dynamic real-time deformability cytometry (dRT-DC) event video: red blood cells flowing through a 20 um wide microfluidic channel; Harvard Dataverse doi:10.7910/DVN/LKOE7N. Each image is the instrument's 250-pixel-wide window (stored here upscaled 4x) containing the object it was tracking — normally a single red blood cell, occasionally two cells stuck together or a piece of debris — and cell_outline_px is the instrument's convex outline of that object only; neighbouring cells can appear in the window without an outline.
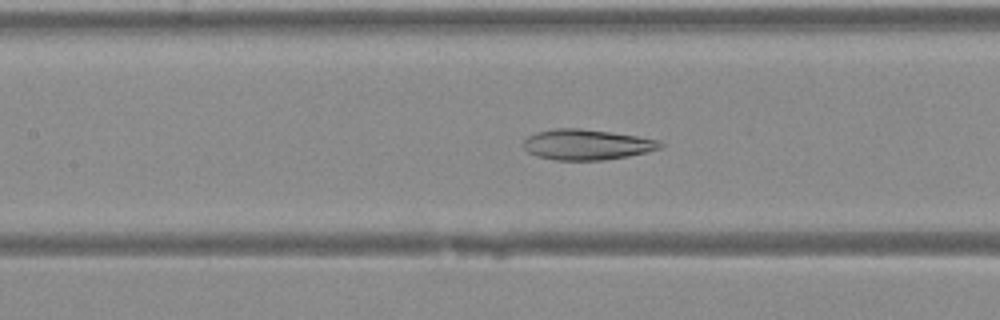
{"species": "Egyptian fruit bat (a non-hibernating species)", "species_latin": "Rousettus aegyptiacus", "temperature_condition": "warm", "stored_images_in_passage": 29, "camera_frame_rate_fps": 3000, "um_per_image_px": 0.085, "animal": {"sex": "female"}, "frame": {"image": 1, "passage_image": 12, "time_ms": 3.667, "image_size_px": [1000, 320], "cell_outline_px": [[664, 144], [660, 148], [648, 152], [628, 156], [604, 160], [556, 160], [536, 156], [528, 152], [524, 148], [524, 140], [528, 136], [536, 132], [556, 128], [580, 128], [636, 136], [660, 140]], "centroid_in_image_um": [49.87, 12.29], "position_along_channel_um": 157.5, "area_um2": 24.28}}
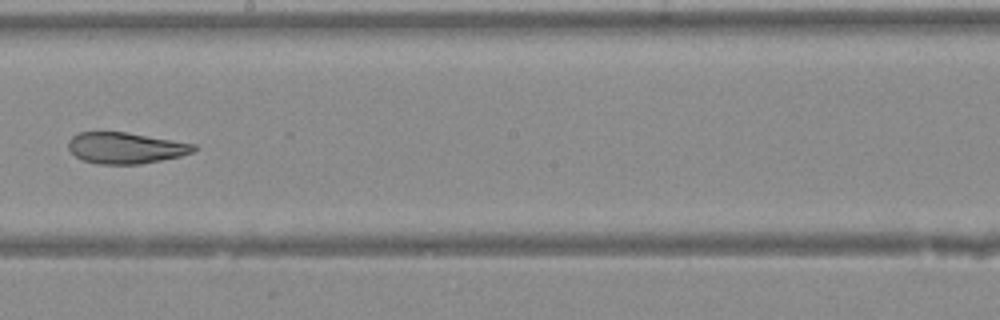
{"frame": {"image": 2, "passage_image": 17, "time_ms": 5.333, "image_size_px": [1000, 320], "cell_outline_px": [[196, 148], [192, 152], [180, 156], [140, 164], [96, 164], [80, 160], [68, 148], [68, 140], [72, 136], [80, 132], [124, 132], [196, 144]], "centroid_in_image_um": [10.63, 12.58], "position_along_channel_um": 237.6, "area_um2": 22.66}}
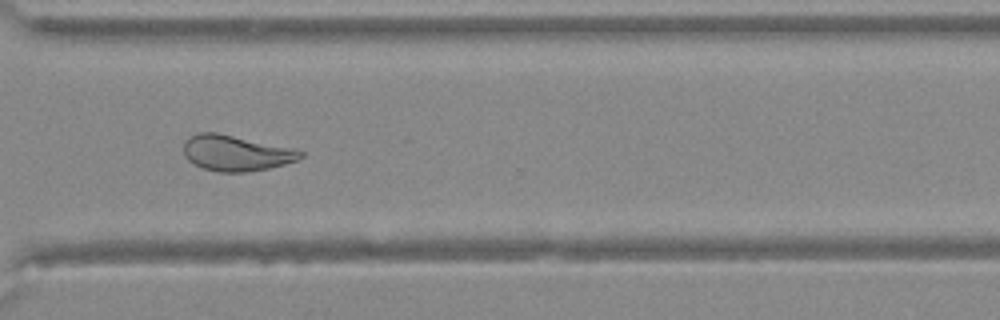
{"frame": {"image": 3, "passage_image": 24, "time_ms": 7.667, "image_size_px": [1000, 320], "cell_outline_px": [[304, 156], [296, 160], [284, 164], [268, 168], [244, 172], [220, 172], [204, 168], [188, 160], [184, 156], [184, 140], [200, 132], [216, 132], [296, 148], [304, 152]], "centroid_in_image_um": [20.08, 13.0], "position_along_channel_um": 350.5, "area_um2": 24.28}}